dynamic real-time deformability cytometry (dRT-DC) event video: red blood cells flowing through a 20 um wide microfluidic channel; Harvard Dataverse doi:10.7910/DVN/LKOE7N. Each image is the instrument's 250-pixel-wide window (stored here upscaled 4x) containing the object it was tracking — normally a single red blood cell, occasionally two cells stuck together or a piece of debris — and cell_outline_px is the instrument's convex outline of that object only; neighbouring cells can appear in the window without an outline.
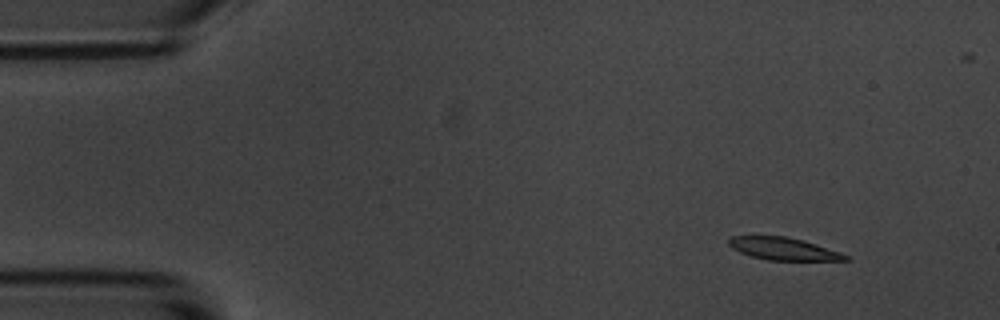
{"species": "common noctule bat (a hibernating species)", "species_latin": "Nyctalus noctula", "temperature_condition": "room temperature", "stored_images_in_passage": 4, "camera_frame_rate_fps": 3000, "um_per_image_px": 0.085, "animal": {"sex": "male", "body_mass_g": 20.1, "forearm_length_mm": 53.5}, "frame": {"image": 1, "passage_image": 1, "time_ms": 0.0, "image_size_px": [1000, 320], "cell_outline_px": [[852, 260], [768, 260], [752, 256], [740, 252], [732, 248], [728, 244], [728, 240], [732, 236], [784, 236], [816, 244], [840, 252], [848, 256]], "centroid_in_image_um": [66.58, 21.15], "position_along_channel_um": 18.4, "area_um2": 15.03}}
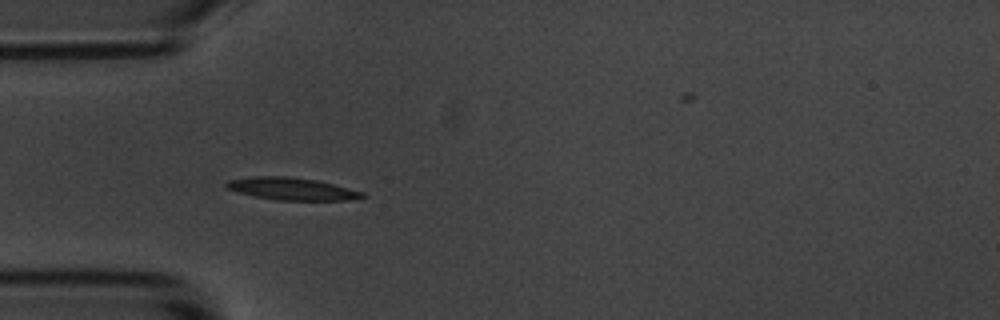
{"frame": {"image": 2, "passage_image": 4, "time_ms": 3.667, "image_size_px": [1000, 320], "cell_outline_px": [[368, 196], [348, 200], [276, 200], [236, 192], [224, 188], [224, 184], [228, 180], [252, 176], [288, 176], [316, 180], [364, 192]], "centroid_in_image_um": [24.76, 16.04], "position_along_channel_um": 60.2, "area_um2": 17.74}}